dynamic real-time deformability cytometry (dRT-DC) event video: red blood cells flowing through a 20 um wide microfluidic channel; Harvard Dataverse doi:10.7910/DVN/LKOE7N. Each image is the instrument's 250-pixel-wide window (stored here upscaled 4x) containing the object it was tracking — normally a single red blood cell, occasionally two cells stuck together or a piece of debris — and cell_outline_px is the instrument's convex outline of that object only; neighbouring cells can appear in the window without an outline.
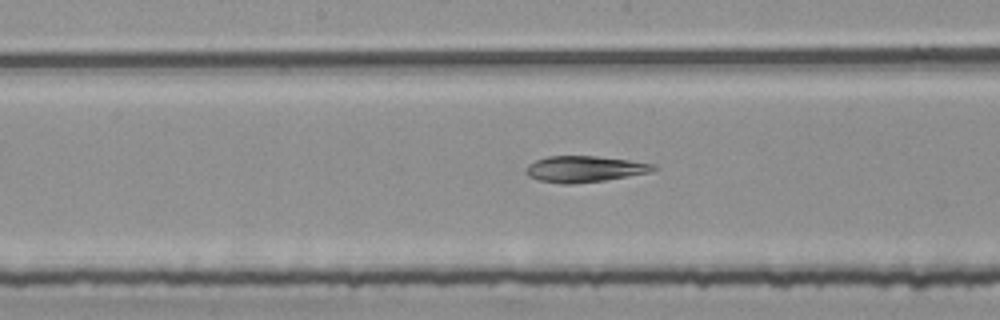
{"species": "common noctule bat (a hibernating species)", "species_latin": "Nyctalus noctula", "temperature_condition": "room temperature", "stored_images_in_passage": 36, "camera_frame_rate_fps": 3000, "um_per_image_px": 0.085, "animal": {"sex": "female", "body_mass_g": 25.1}, "frame": {"image": 1, "passage_image": 10, "time_ms": 3.0, "image_size_px": [1000, 320], "cell_outline_px": [[656, 168], [648, 172], [604, 180], [576, 184], [560, 184], [540, 180], [528, 176], [524, 172], [528, 164], [536, 160], [548, 156], [596, 156], [628, 160], [656, 164]], "centroid_in_image_um": [49.63, 14.36], "position_along_channel_um": 198.6, "area_um2": 19.31}}
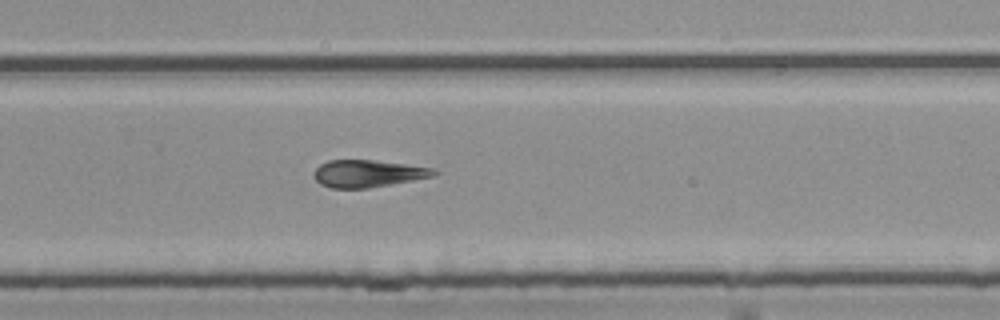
{"frame": {"image": 2, "passage_image": 18, "time_ms": 5.667, "image_size_px": [1000, 320], "cell_outline_px": [[440, 172], [436, 176], [392, 184], [368, 188], [332, 188], [320, 184], [312, 176], [316, 168], [320, 164], [328, 160], [372, 160], [436, 168]], "centroid_in_image_um": [31.3, 14.75], "position_along_channel_um": 298.5, "area_um2": 19.19}}
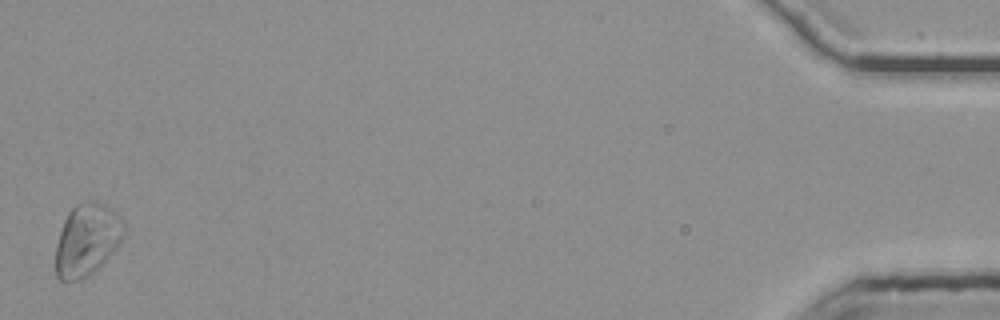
{"frame": {"image": 3, "passage_image": 36, "time_ms": 11.667, "image_size_px": [1000, 320], "cell_outline_px": [[124, 232], [116, 248], [88, 276], [80, 280], [60, 280], [56, 276], [56, 244], [64, 220], [68, 212], [76, 204], [96, 200], [112, 208], [124, 220]], "centroid_in_image_um": [7.38, 20.35], "position_along_channel_um": 427.8, "area_um2": 28.44}}